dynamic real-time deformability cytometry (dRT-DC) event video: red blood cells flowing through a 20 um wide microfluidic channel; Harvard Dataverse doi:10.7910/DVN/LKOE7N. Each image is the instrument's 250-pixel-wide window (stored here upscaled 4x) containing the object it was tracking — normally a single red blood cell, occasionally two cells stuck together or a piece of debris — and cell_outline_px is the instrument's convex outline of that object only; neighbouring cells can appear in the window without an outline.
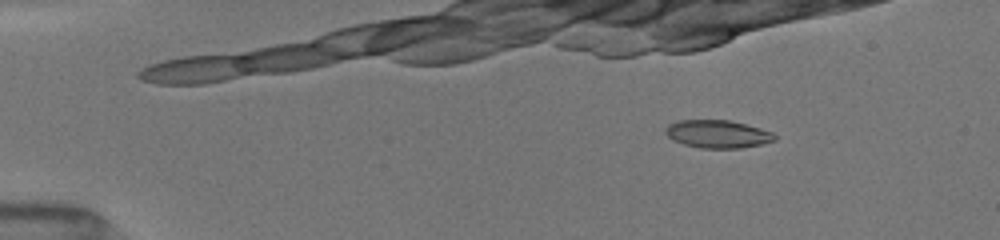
{"species": "common noctule bat (a hibernating species)", "species_latin": "Nyctalus noctula", "temperature_condition": "room temperature", "stored_images_in_passage": 7, "camera_frame_rate_fps": 3000, "um_per_image_px": 0.085, "animal": {"sex": "female", "body_mass_g": 19.5, "forearm_length_mm": 54.1}, "frame": {"image": 1, "passage_image": 1, "time_ms": 0.0, "image_size_px": [1000, 240], "cell_outline_px": [[776, 140], [760, 144], [740, 148], [700, 148], [684, 144], [672, 140], [664, 132], [664, 128], [668, 124], [676, 120], [728, 120], [760, 128], [772, 132], [776, 136]], "centroid_in_image_um": [60.95, 11.39], "position_along_channel_um": 24.0, "area_um2": 17.74}}